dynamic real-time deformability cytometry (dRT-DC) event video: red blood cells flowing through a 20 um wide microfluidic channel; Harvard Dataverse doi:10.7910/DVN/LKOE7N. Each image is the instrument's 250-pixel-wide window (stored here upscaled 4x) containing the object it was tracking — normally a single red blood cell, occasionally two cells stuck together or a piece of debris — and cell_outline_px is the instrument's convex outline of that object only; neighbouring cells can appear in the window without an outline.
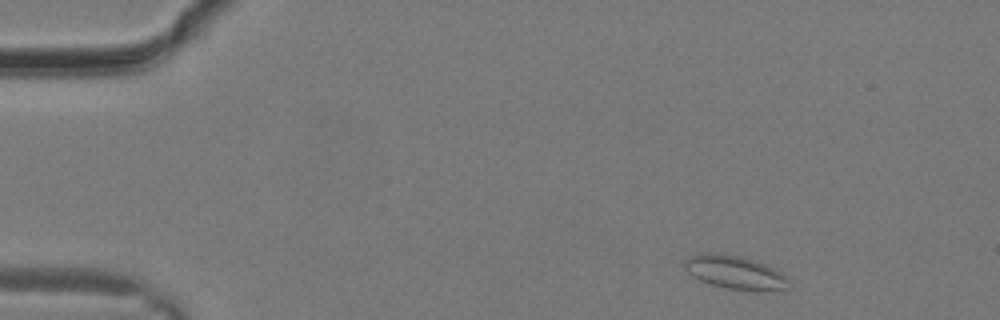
{"species": "common noctule bat (a hibernating species)", "species_latin": "Nyctalus noctula", "temperature_condition": "warm", "stored_images_in_passage": 11, "camera_frame_rate_fps": 3000, "um_per_image_px": 0.085, "animal": {"sex": "male", "body_mass_g": 19.2, "forearm_length_mm": 51.8}, "frame": {"image": 1, "passage_image": 2, "time_ms": 0.333, "image_size_px": [1000, 320], "cell_outline_px": [[788, 288], [760, 292], [756, 292], [728, 288], [712, 284], [700, 280], [692, 276], [684, 268], [684, 260], [688, 256], [700, 252], [720, 252], [740, 256], [756, 260], [780, 272], [788, 280]], "centroid_in_image_um": [62.43, 23.13], "position_along_channel_um": 22.6, "area_um2": 20.58}}
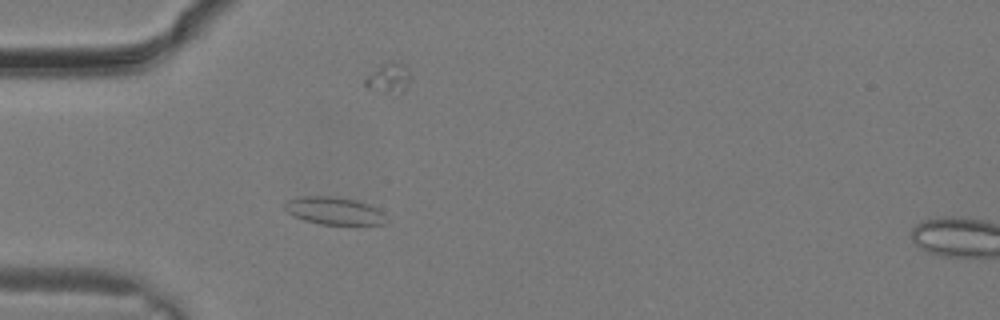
{"frame": {"image": 2, "passage_image": 7, "time_ms": 2.0, "image_size_px": [1000, 320], "cell_outline_px": [[384, 224], [320, 224], [304, 220], [288, 212], [284, 208], [284, 204], [288, 200], [300, 196], [332, 196], [356, 200], [368, 204], [384, 212]], "centroid_in_image_um": [28.38, 17.9], "position_along_channel_um": 56.6, "area_um2": 16.07}}
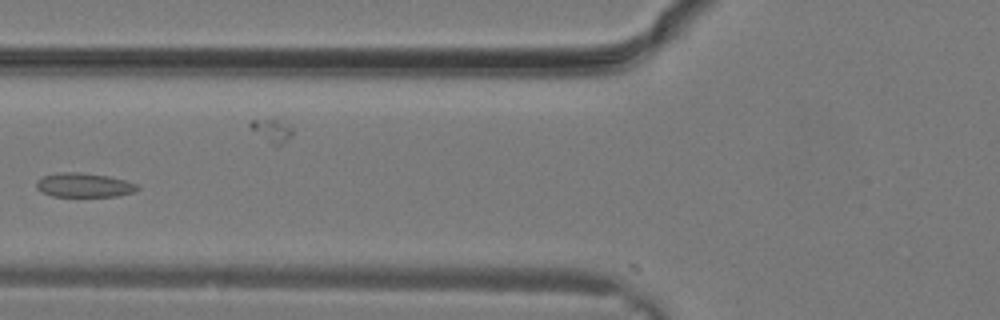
{"frame": {"image": 3, "passage_image": 10, "time_ms": 3.0, "image_size_px": [1000, 320], "cell_outline_px": [[140, 188], [132, 192], [116, 196], [52, 196], [36, 188], [36, 180], [44, 176], [56, 172], [80, 172], [108, 176], [124, 180], [136, 184]], "centroid_in_image_um": [7.11, 15.72], "position_along_channel_um": 118.7, "area_um2": 14.1}}